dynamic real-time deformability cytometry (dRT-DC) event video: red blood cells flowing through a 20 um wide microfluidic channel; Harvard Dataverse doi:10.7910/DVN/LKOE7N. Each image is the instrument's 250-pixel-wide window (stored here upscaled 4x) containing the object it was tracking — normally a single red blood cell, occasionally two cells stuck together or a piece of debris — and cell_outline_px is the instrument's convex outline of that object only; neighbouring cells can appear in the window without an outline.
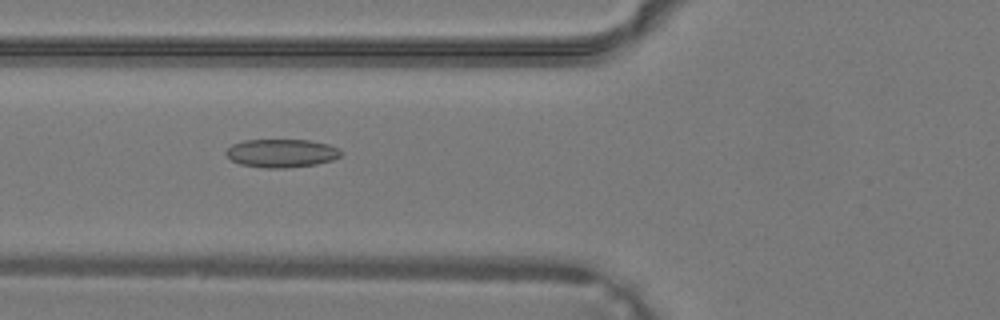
{"species": "common noctule bat (a hibernating species)", "species_latin": "Nyctalus noctula", "temperature_condition": "warm", "stored_images_in_passage": 40, "camera_frame_rate_fps": 3000, "um_per_image_px": 0.085, "animal": {"sex": "male", "body_mass_g": 19.2, "forearm_length_mm": 51.8}, "frame": {"image": 1, "passage_image": 16, "time_ms": 5.0, "image_size_px": [1000, 320], "cell_outline_px": [[340, 156], [332, 160], [316, 164], [284, 168], [264, 168], [240, 164], [232, 160], [224, 152], [232, 144], [244, 140], [308, 140], [328, 144], [340, 148]], "centroid_in_image_um": [23.92, 13.02], "position_along_channel_um": 101.9, "area_um2": 18.9}}
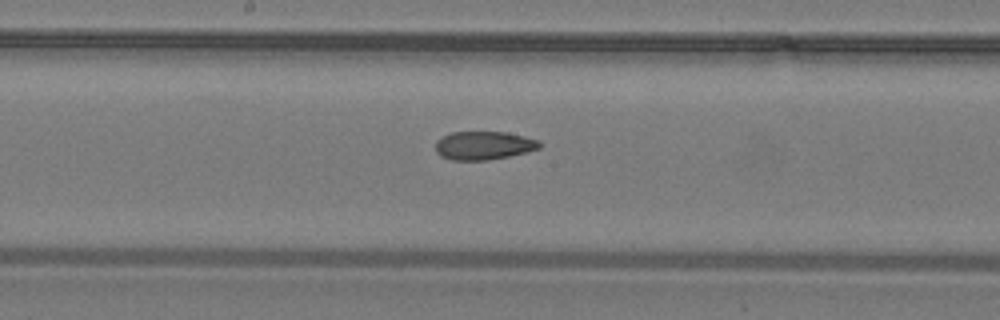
{"frame": {"image": 2, "passage_image": 22, "time_ms": 7.0, "image_size_px": [1000, 320], "cell_outline_px": [[540, 148], [528, 152], [488, 160], [452, 160], [440, 156], [436, 152], [436, 140], [440, 136], [452, 132], [508, 132], [540, 140]], "centroid_in_image_um": [41.11, 12.36], "position_along_channel_um": 207.1, "area_um2": 17.4}}
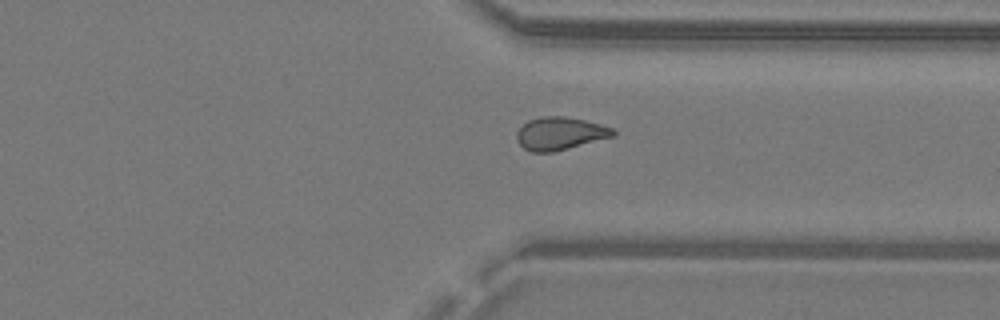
{"frame": {"image": 3, "passage_image": 31, "time_ms": 10.0, "image_size_px": [1000, 320], "cell_outline_px": [[616, 136], [552, 152], [532, 152], [524, 148], [516, 140], [516, 132], [528, 120], [540, 116], [564, 116], [584, 120], [600, 124], [612, 128], [616, 132]], "centroid_in_image_um": [47.6, 11.34], "position_along_channel_um": 363.8, "area_um2": 18.44}}